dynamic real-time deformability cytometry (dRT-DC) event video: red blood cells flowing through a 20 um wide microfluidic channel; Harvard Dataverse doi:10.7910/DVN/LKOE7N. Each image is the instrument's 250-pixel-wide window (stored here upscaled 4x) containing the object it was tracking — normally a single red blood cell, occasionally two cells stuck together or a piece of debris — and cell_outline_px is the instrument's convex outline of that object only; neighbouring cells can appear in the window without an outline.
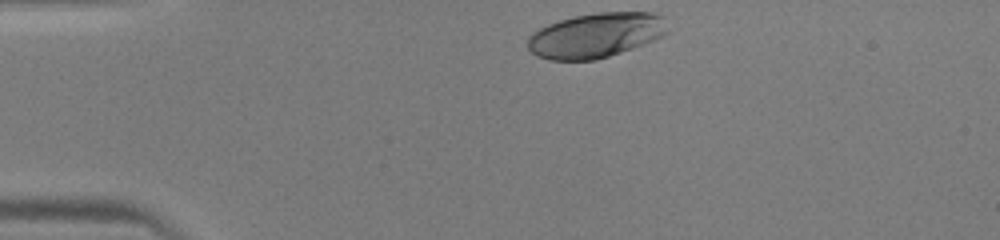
{"species": "human", "species_latin": "Homo sapiens", "temperature_condition": "warm", "stored_images_in_passage": 30, "camera_frame_rate_fps": 3000, "um_per_image_px": 0.085, "donor": {"sex": "male"}, "frame": {"image": 1, "passage_image": 1, "time_ms": 0.0, "image_size_px": [1000, 240], "cell_outline_px": [[668, 32], [664, 36], [644, 44], [596, 60], [548, 60], [536, 56], [528, 48], [528, 36], [532, 32], [548, 24], [560, 20], [576, 16], [600, 12], [652, 12], [664, 16]], "centroid_in_image_um": [50.66, 3.0], "position_along_channel_um": 34.3, "area_um2": 36.59}}
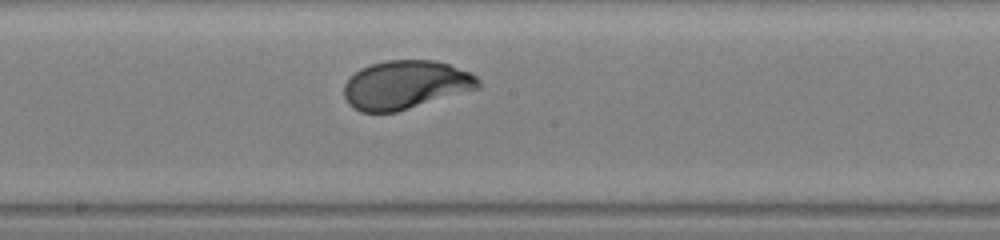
{"frame": {"image": 2, "passage_image": 17, "time_ms": 5.333, "image_size_px": [1000, 240], "cell_outline_px": [[480, 88], [396, 112], [360, 112], [352, 108], [348, 104], [344, 96], [344, 84], [360, 68], [372, 64], [388, 60], [436, 60], [472, 72], [480, 80]], "centroid_in_image_um": [34.49, 7.21], "position_along_channel_um": 213.7, "area_um2": 38.09}}
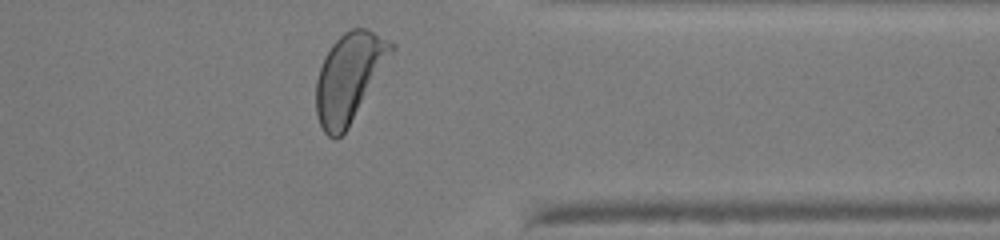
{"frame": {"image": 3, "passage_image": 29, "time_ms": 9.333, "image_size_px": [1000, 240], "cell_outline_px": [[396, 48], [348, 128], [336, 140], [328, 136], [324, 132], [320, 124], [316, 112], [316, 80], [324, 56], [332, 44], [344, 32], [352, 28], [368, 28], [396, 44]], "centroid_in_image_um": [29.69, 6.56], "position_along_channel_um": 381.7, "area_um2": 38.73}}